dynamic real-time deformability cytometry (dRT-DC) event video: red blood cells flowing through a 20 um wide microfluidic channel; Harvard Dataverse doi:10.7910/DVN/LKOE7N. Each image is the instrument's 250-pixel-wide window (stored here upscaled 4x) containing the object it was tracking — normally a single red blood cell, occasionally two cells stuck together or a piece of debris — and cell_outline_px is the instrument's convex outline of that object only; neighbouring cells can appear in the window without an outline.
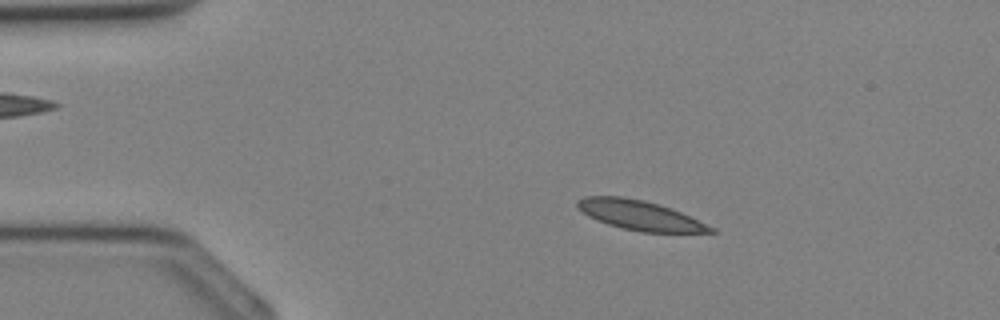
{"species": "Egyptian fruit bat (a non-hibernating species)", "species_latin": "Rousettus aegyptiacus", "temperature_condition": "cold", "stored_images_in_passage": 35, "camera_frame_rate_fps": 3000, "um_per_image_px": 0.085, "animal": {"sex": "female"}, "frame": {"image": 1, "passage_image": 6, "time_ms": 1.667, "image_size_px": [1000, 320], "cell_outline_px": [[716, 232], [640, 232], [608, 224], [596, 220], [588, 216], [576, 208], [576, 200], [584, 196], [620, 196], [644, 200], [660, 204], [672, 208], [716, 228]], "centroid_in_image_um": [54.35, 18.28], "position_along_channel_um": 30.6, "area_um2": 23.06}}
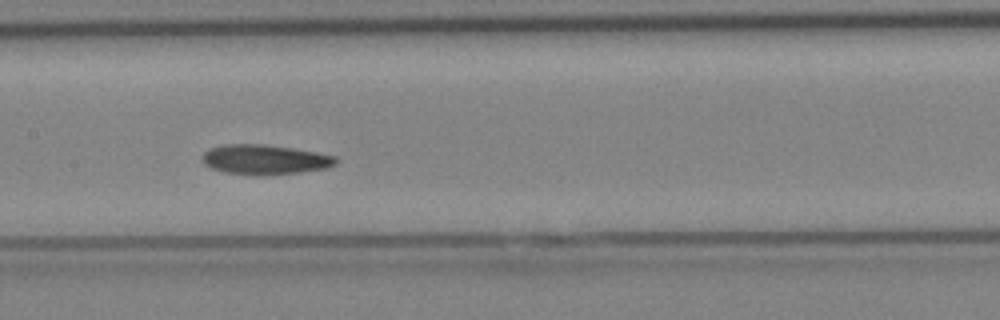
{"frame": {"image": 2, "passage_image": 17, "time_ms": 5.333, "image_size_px": [1000, 320], "cell_outline_px": [[340, 160], [336, 164], [324, 168], [300, 172], [264, 176], [256, 176], [224, 172], [212, 168], [204, 164], [204, 152], [208, 148], [224, 144], [264, 144], [292, 148], [316, 152], [336, 156]], "centroid_in_image_um": [22.52, 13.57], "position_along_channel_um": 184.9, "area_um2": 23.35}}
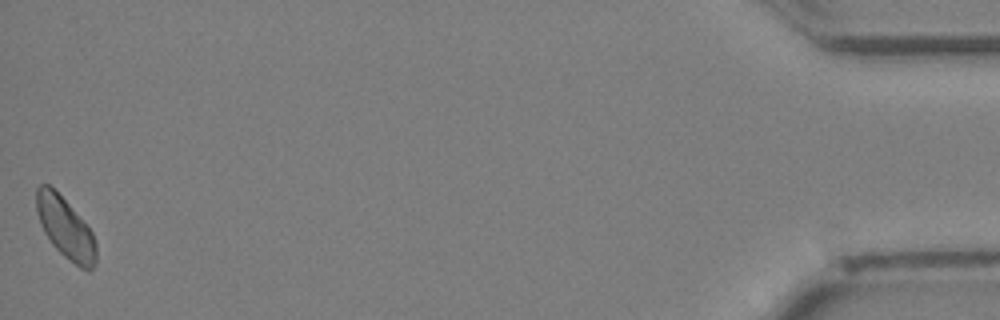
{"frame": {"image": 3, "passage_image": 35, "time_ms": 11.333, "image_size_px": [1000, 320], "cell_outline_px": [[96, 264], [88, 272], [80, 268], [68, 260], [52, 244], [44, 232], [40, 224], [36, 212], [36, 188], [40, 184], [48, 184], [68, 204], [92, 232], [96, 244]], "centroid_in_image_um": [5.55, 19.42], "position_along_channel_um": 429.6, "area_um2": 21.04}}